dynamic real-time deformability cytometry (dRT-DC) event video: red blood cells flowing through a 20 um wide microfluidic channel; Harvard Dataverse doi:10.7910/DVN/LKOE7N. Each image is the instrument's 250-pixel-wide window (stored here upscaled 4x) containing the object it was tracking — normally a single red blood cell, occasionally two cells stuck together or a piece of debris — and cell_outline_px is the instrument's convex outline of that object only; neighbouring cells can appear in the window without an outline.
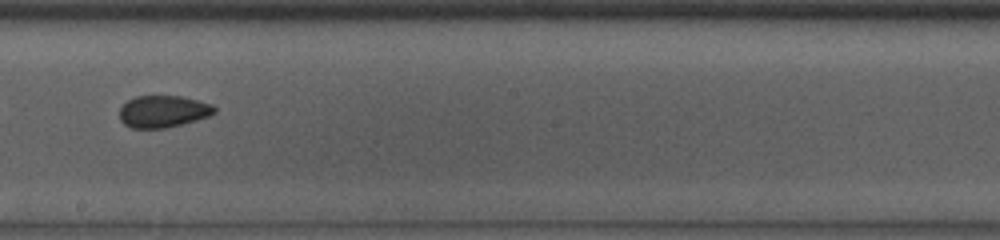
{"species": "common noctule bat (a hibernating species)", "species_latin": "Nyctalus noctula", "temperature_condition": "room temperature", "stored_images_in_passage": 53, "camera_frame_rate_fps": 3000, "um_per_image_px": 0.085, "animal": {"sex": "male", "body_mass_g": 13.0, "forearm_length_mm": 53.1}, "frame": {"image": 1, "passage_image": 32, "time_ms": 10.333, "image_size_px": [1000, 240], "cell_outline_px": [[216, 112], [208, 116], [196, 120], [164, 128], [132, 128], [124, 124], [120, 120], [120, 108], [128, 100], [136, 96], [184, 96], [212, 104], [216, 108]], "centroid_in_image_um": [13.87, 9.46], "position_along_channel_um": 234.3, "area_um2": 17.63}}
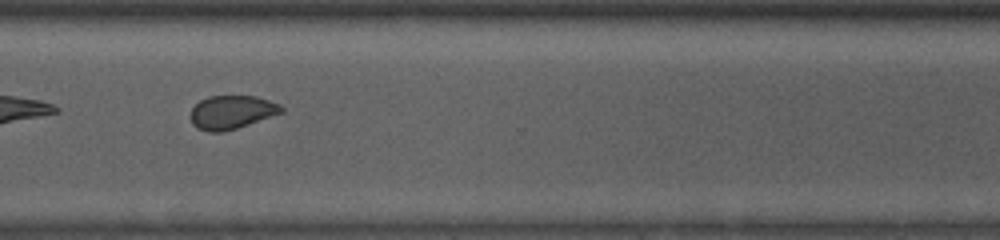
{"frame": {"image": 2, "passage_image": 41, "time_ms": 13.333, "image_size_px": [1000, 240], "cell_outline_px": [[284, 112], [236, 128], [220, 132], [208, 132], [196, 128], [192, 124], [188, 116], [192, 108], [200, 100], [208, 96], [256, 96], [280, 104], [284, 108]], "centroid_in_image_um": [19.65, 9.54], "position_along_channel_um": 350.9, "area_um2": 17.86}, "authors_computed_cell_mechanics": {"area_um2": 19.074, "velocity_mm_per_s": 3.9011, "shape_relaxation_time_tau1_ms": 9.1381, "shape_relaxation_time_tau2_ms": 1.6215, "deformation_change_tau1": 0.1, "deformation_change_tau2": 0.0598}}